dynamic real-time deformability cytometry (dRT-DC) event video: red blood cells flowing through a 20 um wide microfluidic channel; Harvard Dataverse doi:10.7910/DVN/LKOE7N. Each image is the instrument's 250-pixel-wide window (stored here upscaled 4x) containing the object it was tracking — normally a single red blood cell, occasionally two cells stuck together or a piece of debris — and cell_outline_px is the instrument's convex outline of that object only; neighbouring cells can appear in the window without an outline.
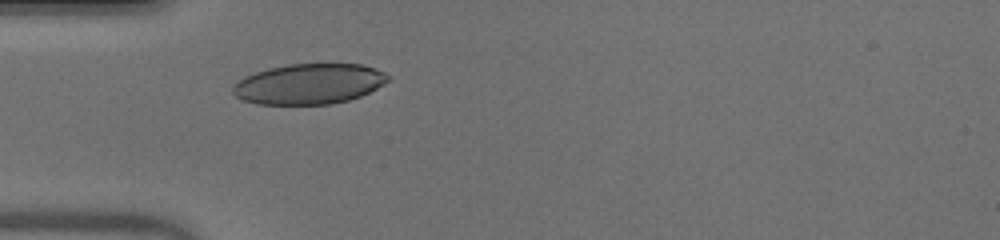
{"species": "human", "species_latin": "Homo sapiens", "temperature_condition": "warm", "stored_images_in_passage": 28, "camera_frame_rate_fps": 3000, "um_per_image_px": 0.085, "donor": {"sex": "male"}, "frame": {"image": 1, "passage_image": 1, "time_ms": 0.0, "image_size_px": [1000, 240], "cell_outline_px": [[392, 76], [384, 84], [360, 96], [348, 100], [332, 104], [256, 104], [244, 100], [236, 96], [232, 92], [232, 88], [244, 76], [268, 68], [288, 64], [360, 64], [384, 72]], "centroid_in_image_um": [26.27, 7.13], "position_along_channel_um": 58.7, "area_um2": 36.36}}
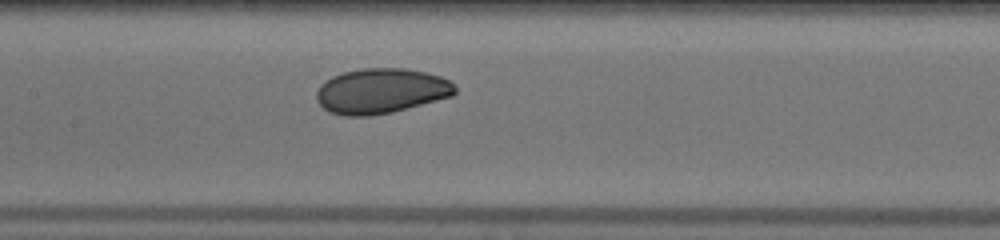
{"frame": {"image": 2, "passage_image": 10, "time_ms": 3.0, "image_size_px": [1000, 240], "cell_outline_px": [[456, 92], [452, 96], [392, 112], [368, 116], [344, 116], [328, 112], [316, 100], [316, 92], [320, 84], [324, 80], [332, 76], [344, 72], [364, 68], [408, 68], [440, 76], [448, 80], [456, 88]], "centroid_in_image_um": [32.35, 7.73], "position_along_channel_um": 175.0, "area_um2": 36.47}}
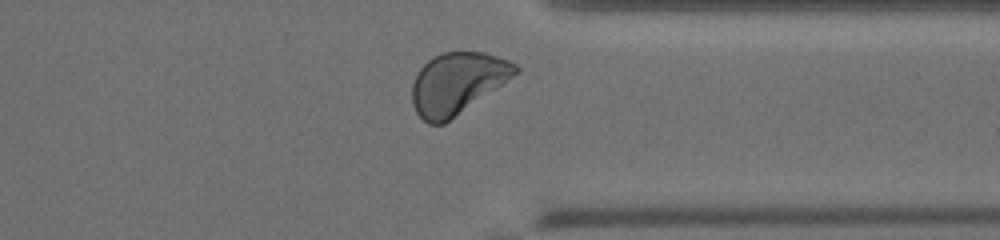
{"frame": {"image": 3, "passage_image": 25, "time_ms": 8.0, "image_size_px": [1000, 240], "cell_outline_px": [[520, 68], [512, 76], [496, 88], [444, 124], [428, 124], [416, 112], [412, 104], [412, 84], [420, 68], [428, 60], [444, 52], [484, 52], [508, 60], [516, 64]], "centroid_in_image_um": [38.84, 7.08], "position_along_channel_um": 372.6, "area_um2": 36.36}, "authors_computed_cell_mechanics": {"area_um2": 35.7204, "velocity_mm_per_s": 4.0038, "shape_relaxation_time_tau1_ms": 3.4638, "shape_relaxation_time_tau2_ms": 4.6135, "deformation_change_tau1": 0.1052, "deformation_change_tau2": 0.0759}}